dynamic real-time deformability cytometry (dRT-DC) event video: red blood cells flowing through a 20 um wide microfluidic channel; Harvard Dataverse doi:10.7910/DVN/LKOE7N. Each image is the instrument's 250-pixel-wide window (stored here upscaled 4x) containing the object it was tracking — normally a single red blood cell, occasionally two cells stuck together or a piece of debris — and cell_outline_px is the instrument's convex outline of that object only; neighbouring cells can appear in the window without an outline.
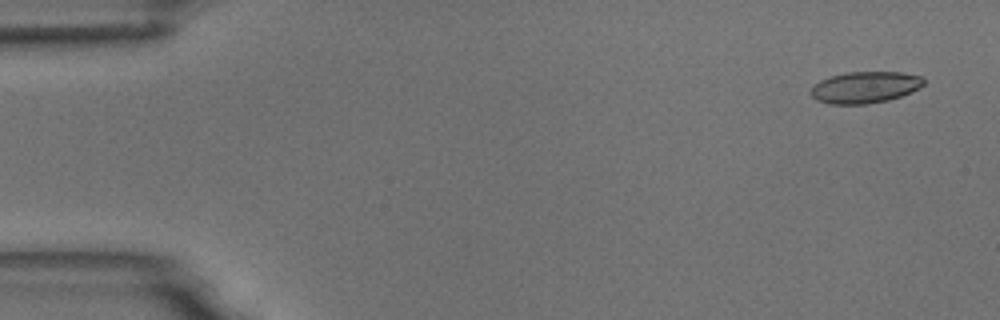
{"species": "common noctule bat (a hibernating species)", "species_latin": "Nyctalus noctula", "temperature_condition": "room temperature", "stored_images_in_passage": 6, "camera_frame_rate_fps": 3000, "um_per_image_px": 0.085, "animal": {"sex": "male", "body_mass_g": 18.8}, "frame": {"image": 1, "passage_image": 1, "time_ms": 0.0, "image_size_px": [1000, 320], "cell_outline_px": [[924, 84], [920, 88], [912, 92], [888, 100], [868, 104], [828, 104], [816, 100], [812, 96], [812, 88], [820, 80], [832, 76], [848, 72], [900, 72], [920, 76], [924, 80]], "centroid_in_image_um": [73.54, 7.43], "position_along_channel_um": 11.5, "area_um2": 20.63}}
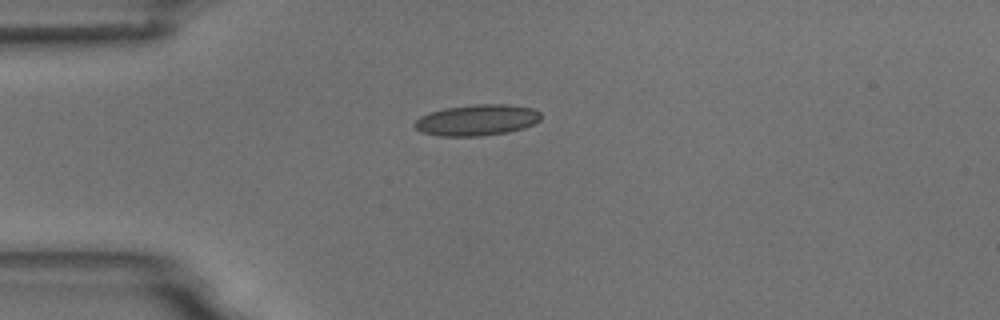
{"frame": {"image": 2, "passage_image": 4, "time_ms": 3.667, "image_size_px": [1000, 320], "cell_outline_px": [[540, 120], [524, 128], [508, 132], [480, 136], [440, 136], [420, 132], [412, 124], [420, 116], [444, 108], [476, 104], [508, 104], [532, 108], [540, 112]], "centroid_in_image_um": [40.53, 10.21], "position_along_channel_um": 44.5, "area_um2": 22.89}}